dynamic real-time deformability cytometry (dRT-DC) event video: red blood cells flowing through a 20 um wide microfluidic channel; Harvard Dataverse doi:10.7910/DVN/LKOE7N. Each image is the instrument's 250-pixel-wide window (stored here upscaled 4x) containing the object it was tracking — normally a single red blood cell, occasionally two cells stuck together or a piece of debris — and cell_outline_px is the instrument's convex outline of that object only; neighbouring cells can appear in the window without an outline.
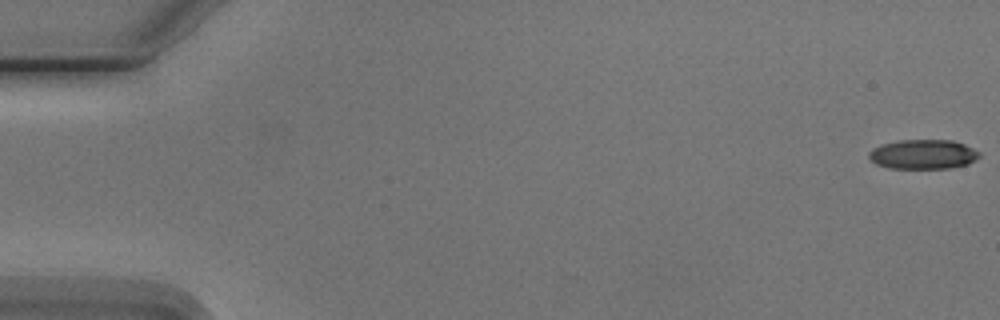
{"species": "Egyptian fruit bat (a non-hibernating species)", "species_latin": "Rousettus aegyptiacus", "temperature_condition": "cold", "stored_images_in_passage": 8, "camera_frame_rate_fps": 3000, "um_per_image_px": 0.085, "animal": {"sex": "male"}, "frame": {"image": 1, "passage_image": 1, "time_ms": 0.0, "image_size_px": [1000, 320], "cell_outline_px": [[980, 156], [976, 160], [968, 164], [952, 168], [888, 168], [876, 164], [868, 156], [868, 152], [872, 148], [880, 144], [896, 140], [952, 140], [964, 144], [980, 152]], "centroid_in_image_um": [78.45, 13.11], "position_along_channel_um": 6.5, "area_um2": 19.19}}
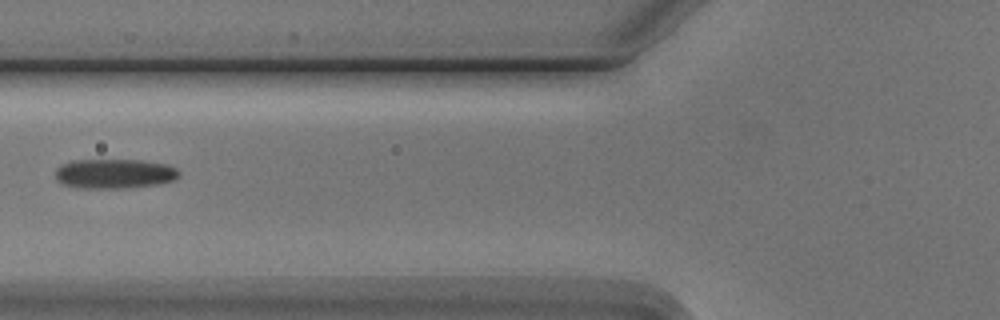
{"frame": {"image": 2, "passage_image": 7, "time_ms": 7.0, "image_size_px": [1000, 320], "cell_outline_px": [[180, 176], [172, 180], [160, 184], [128, 188], [76, 188], [60, 184], [56, 180], [56, 168], [60, 164], [76, 160], [144, 160], [168, 164], [176, 168], [180, 172]], "centroid_in_image_um": [9.72, 14.77], "position_along_channel_um": 116.1, "area_um2": 21.73}}
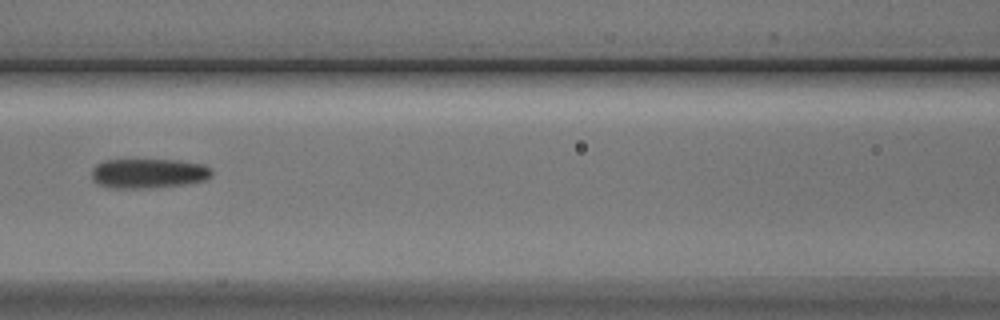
{"frame": {"image": 3, "passage_image": 8, "time_ms": 8.0, "image_size_px": [1000, 320], "cell_outline_px": [[212, 176], [204, 180], [184, 184], [140, 188], [108, 188], [96, 184], [92, 180], [92, 168], [96, 164], [104, 160], [180, 160], [204, 164], [212, 168]], "centroid_in_image_um": [12.59, 14.73], "position_along_channel_um": 154.0, "area_um2": 20.87}}